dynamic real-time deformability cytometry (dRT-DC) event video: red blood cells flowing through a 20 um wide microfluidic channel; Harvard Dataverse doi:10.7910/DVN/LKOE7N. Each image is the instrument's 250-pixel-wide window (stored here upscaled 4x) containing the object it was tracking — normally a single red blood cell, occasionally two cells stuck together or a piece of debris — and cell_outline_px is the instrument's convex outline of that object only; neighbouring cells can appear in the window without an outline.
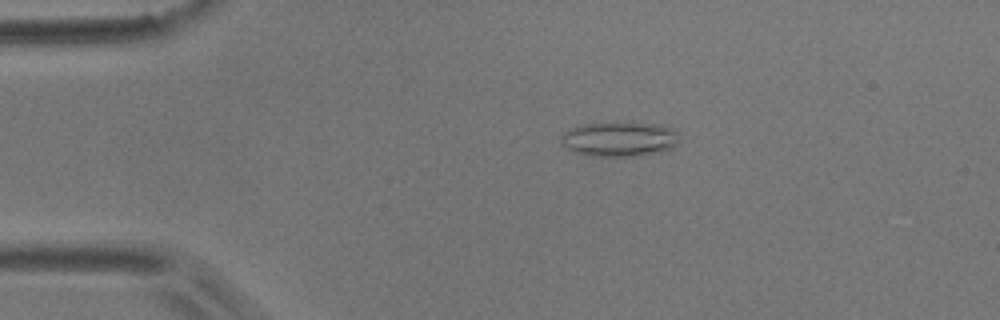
{"species": "common noctule bat (a hibernating species)", "species_latin": "Nyctalus noctula", "temperature_condition": "room temperature", "stored_images_in_passage": 10, "camera_frame_rate_fps": 3000, "um_per_image_px": 0.085, "animal": {"sex": "male", "body_mass_g": 17.9}, "frame": {"image": 1, "passage_image": 1, "time_ms": 0.0, "image_size_px": [1000, 320], "cell_outline_px": [[676, 144], [672, 148], [660, 152], [640, 156], [592, 156], [572, 152], [560, 140], [560, 136], [564, 132], [572, 128], [584, 124], [616, 120], [664, 124], [672, 128], [676, 132]], "centroid_in_image_um": [52.65, 11.79], "position_along_channel_um": 32.3, "area_um2": 24.62}}